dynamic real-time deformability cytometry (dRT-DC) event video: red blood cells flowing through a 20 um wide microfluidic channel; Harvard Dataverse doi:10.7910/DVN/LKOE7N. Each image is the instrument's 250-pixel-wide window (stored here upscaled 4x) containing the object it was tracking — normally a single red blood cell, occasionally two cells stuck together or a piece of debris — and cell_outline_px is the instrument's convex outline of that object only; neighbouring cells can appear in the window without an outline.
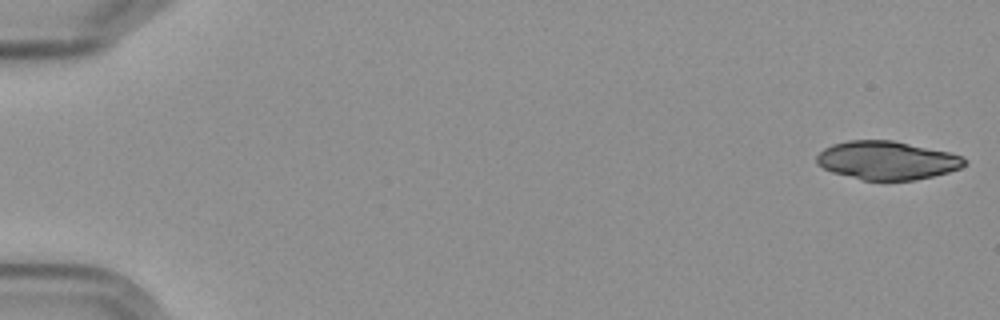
{"species": "Egyptian fruit bat (a non-hibernating species)", "species_latin": "Rousettus aegyptiacus", "temperature_condition": "cold", "stored_images_in_passage": 6, "camera_frame_rate_fps": 3000, "um_per_image_px": 0.085, "frame": {"image": 1, "passage_image": 1, "time_ms": 0.0, "image_size_px": [1000, 320], "cell_outline_px": [[968, 164], [960, 168], [948, 172], [916, 180], [864, 180], [832, 172], [816, 164], [816, 156], [824, 148], [832, 144], [848, 140], [892, 140], [948, 152], [964, 156], [968, 160]], "centroid_in_image_um": [75.41, 13.63], "position_along_channel_um": 9.6, "area_um2": 33.18}}
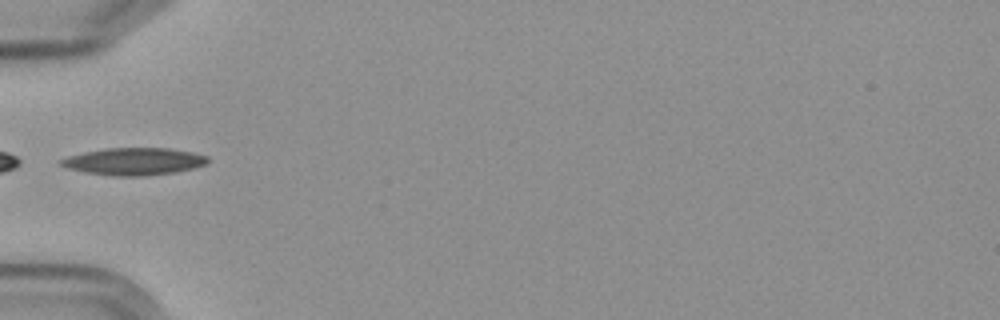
{"frame": {"image": 2, "passage_image": 6, "time_ms": 6.333, "image_size_px": [1000, 320], "cell_outline_px": [[208, 160], [204, 164], [192, 168], [176, 172], [144, 176], [112, 176], [84, 172], [68, 168], [60, 164], [56, 160], [68, 156], [84, 152], [104, 148], [168, 148], [192, 152], [208, 156]], "centroid_in_image_um": [11.33, 13.72], "position_along_channel_um": 73.7, "area_um2": 23.35}}